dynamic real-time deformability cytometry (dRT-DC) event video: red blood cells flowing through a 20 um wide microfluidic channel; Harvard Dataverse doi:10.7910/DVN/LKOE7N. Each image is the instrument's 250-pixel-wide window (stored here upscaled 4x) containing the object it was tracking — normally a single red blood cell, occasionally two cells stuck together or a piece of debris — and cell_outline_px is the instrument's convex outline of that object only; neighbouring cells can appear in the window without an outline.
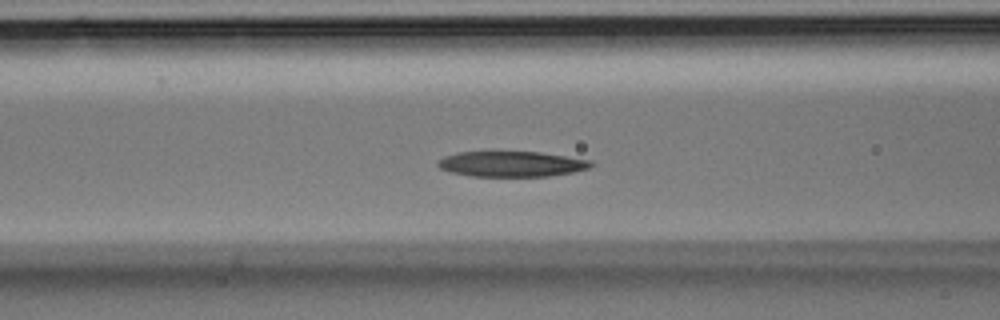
{"species": "Egyptian fruit bat (a non-hibernating species)", "species_latin": "Rousettus aegyptiacus", "temperature_condition": "room temperature", "stored_images_in_passage": 37, "camera_frame_rate_fps": 3000, "um_per_image_px": 0.085, "animal": {"sex": "male"}, "frame": {"image": 1, "passage_image": 15, "time_ms": 4.667, "image_size_px": [1000, 320], "cell_outline_px": [[592, 168], [552, 176], [468, 176], [452, 172], [440, 168], [436, 164], [436, 160], [444, 156], [456, 152], [492, 148], [540, 152], [592, 160]], "centroid_in_image_um": [43.41, 13.88], "position_along_channel_um": 123.2, "area_um2": 24.04}}
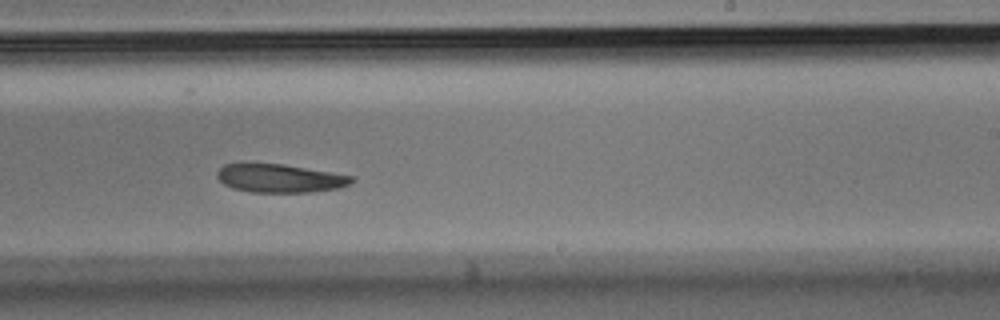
{"frame": {"image": 2, "passage_image": 23, "time_ms": 7.333, "image_size_px": [1000, 320], "cell_outline_px": [[356, 180], [340, 188], [312, 192], [252, 192], [232, 188], [224, 184], [216, 176], [216, 172], [224, 164], [240, 160], [244, 160], [284, 164], [352, 176]], "centroid_in_image_um": [23.68, 15.11], "position_along_channel_um": 265.3, "area_um2": 23.0}}
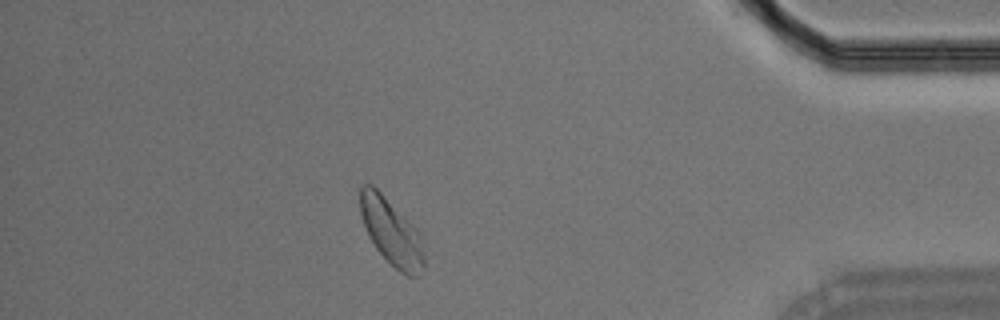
{"frame": {"image": 3, "passage_image": 33, "time_ms": 10.667, "image_size_px": [1000, 320], "cell_outline_px": [[424, 268], [416, 276], [408, 276], [400, 272], [376, 248], [368, 236], [360, 212], [360, 184], [372, 184], [420, 232], [424, 256]], "centroid_in_image_um": [33.26, 19.71], "position_along_channel_um": 401.9, "area_um2": 24.39}}